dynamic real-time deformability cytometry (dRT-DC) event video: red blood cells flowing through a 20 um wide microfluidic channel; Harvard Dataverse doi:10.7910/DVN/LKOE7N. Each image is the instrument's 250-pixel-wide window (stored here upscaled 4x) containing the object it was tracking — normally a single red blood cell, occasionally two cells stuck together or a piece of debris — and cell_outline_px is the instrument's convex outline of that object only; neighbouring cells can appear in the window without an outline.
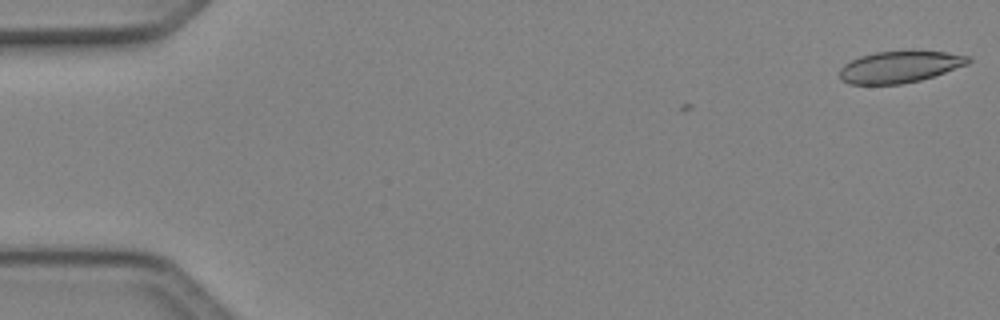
{"species": "Egyptian fruit bat (a non-hibernating species)", "species_latin": "Rousettus aegyptiacus", "temperature_condition": "cold", "stored_images_in_passage": 3, "camera_frame_rate_fps": 3000, "um_per_image_px": 0.085, "animal": {"sex": "female"}, "frame": {"image": 1, "passage_image": 3, "time_ms": 0.667, "image_size_px": [1000, 320], "cell_outline_px": [[972, 60], [968, 64], [920, 80], [900, 84], [848, 84], [840, 80], [840, 68], [844, 64], [860, 56], [876, 52], [908, 48], [912, 48], [944, 52], [968, 56]], "centroid_in_image_um": [76.47, 5.64], "position_along_channel_um": 8.5, "area_um2": 24.28}}